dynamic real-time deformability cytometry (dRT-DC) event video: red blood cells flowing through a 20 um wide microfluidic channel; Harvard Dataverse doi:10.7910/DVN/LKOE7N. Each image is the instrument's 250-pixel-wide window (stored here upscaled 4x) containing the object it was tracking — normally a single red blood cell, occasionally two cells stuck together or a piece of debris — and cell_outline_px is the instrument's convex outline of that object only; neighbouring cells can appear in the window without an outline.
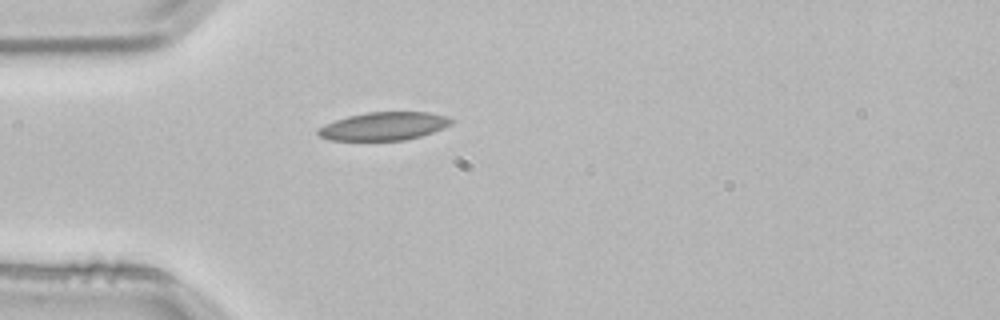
{"species": "common noctule bat (a hibernating species)", "species_latin": "Nyctalus noctula", "temperature_condition": "room temperature", "stored_images_in_passage": 3, "camera_frame_rate_fps": 3000, "um_per_image_px": 0.085, "animal": {"sex": "male", "body_mass_g": 21.5, "forearm_length_mm": 52.0}, "frame": {"image": 1, "passage_image": 3, "time_ms": 0.667, "image_size_px": [1000, 320], "cell_outline_px": [[456, 120], [452, 124], [444, 128], [420, 136], [404, 140], [328, 140], [320, 136], [316, 132], [316, 128], [324, 124], [348, 116], [368, 112], [428, 112], [448, 116]], "centroid_in_image_um": [32.64, 10.72], "position_along_channel_um": 52.4, "area_um2": 21.96}}